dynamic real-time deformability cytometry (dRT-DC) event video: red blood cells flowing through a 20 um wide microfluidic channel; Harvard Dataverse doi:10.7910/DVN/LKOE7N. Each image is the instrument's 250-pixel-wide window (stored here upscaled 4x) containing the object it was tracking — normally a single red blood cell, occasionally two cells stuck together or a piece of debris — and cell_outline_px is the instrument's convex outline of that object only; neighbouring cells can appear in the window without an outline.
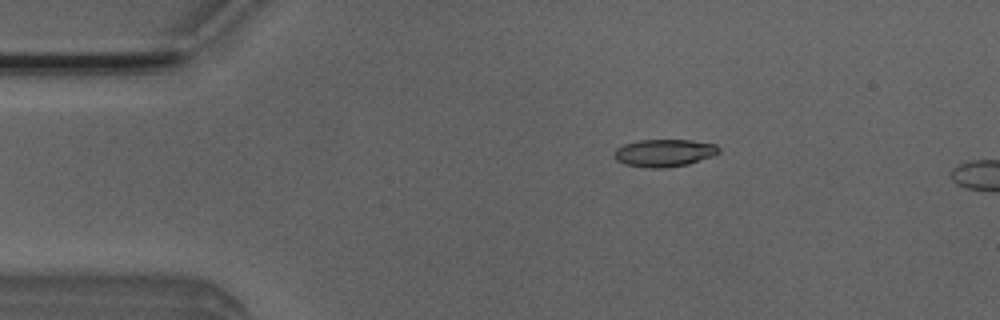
{"species": "Egyptian fruit bat (a non-hibernating species)", "species_latin": "Rousettus aegyptiacus", "temperature_condition": "room temperature", "stored_images_in_passage": 3, "camera_frame_rate_fps": 3000, "um_per_image_px": 0.085, "animal": {"sex": "male"}, "frame": {"image": 1, "passage_image": 2, "time_ms": 2.0, "image_size_px": [1000, 320], "cell_outline_px": [[720, 152], [712, 156], [688, 164], [664, 168], [644, 168], [624, 164], [616, 160], [616, 148], [624, 144], [640, 140], [688, 140], [716, 144], [720, 148]], "centroid_in_image_um": [56.47, 13.0], "position_along_channel_um": 28.5, "area_um2": 16.7}}